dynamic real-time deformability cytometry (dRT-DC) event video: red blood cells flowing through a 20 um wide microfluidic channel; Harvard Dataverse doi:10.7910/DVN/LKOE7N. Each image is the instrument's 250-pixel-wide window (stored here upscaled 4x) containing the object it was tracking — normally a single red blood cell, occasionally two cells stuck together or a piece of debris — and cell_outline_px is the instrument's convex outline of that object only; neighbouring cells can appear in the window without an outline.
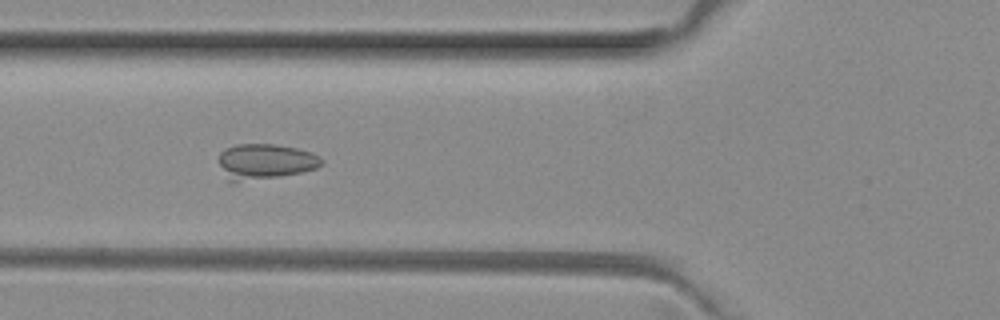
{"species": "common noctule bat (a hibernating species)", "species_latin": "Nyctalus noctula", "temperature_condition": "room temperature", "stored_images_in_passage": 6, "camera_frame_rate_fps": 3000, "um_per_image_px": 0.085, "animal": {"sex": "female", "body_mass_g": 29.2, "forearm_length_mm": 56.3}, "frame": {"image": 1, "passage_image": 5, "time_ms": 1.333, "image_size_px": [1000, 320], "cell_outline_px": [[324, 164], [316, 168], [300, 172], [236, 184], [232, 184], [228, 180], [216, 160], [220, 152], [224, 148], [236, 144], [272, 144], [296, 148], [308, 152], [324, 160]], "centroid_in_image_um": [22.44, 13.76], "position_along_channel_um": 103.4, "area_um2": 21.56}}
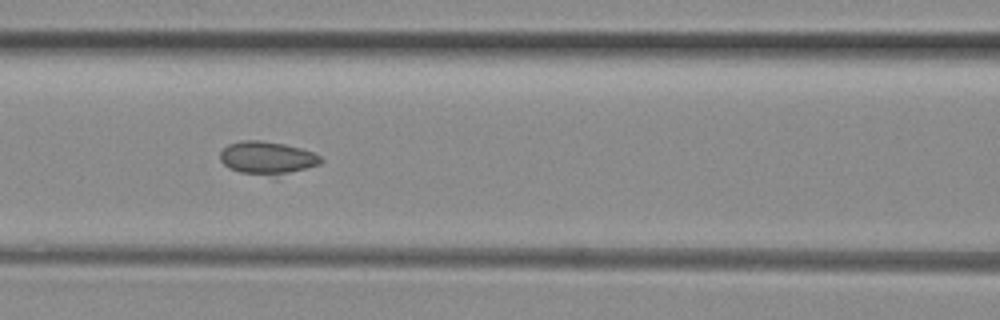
{"frame": {"image": 2, "passage_image": 6, "time_ms": 1.667, "image_size_px": [1000, 320], "cell_outline_px": [[324, 160], [320, 164], [276, 180], [240, 172], [228, 168], [220, 160], [220, 152], [228, 144], [240, 140], [260, 140], [284, 144], [300, 148], [312, 152], [320, 156]], "centroid_in_image_um": [22.74, 13.49], "position_along_channel_um": 143.9, "area_um2": 20.29}}